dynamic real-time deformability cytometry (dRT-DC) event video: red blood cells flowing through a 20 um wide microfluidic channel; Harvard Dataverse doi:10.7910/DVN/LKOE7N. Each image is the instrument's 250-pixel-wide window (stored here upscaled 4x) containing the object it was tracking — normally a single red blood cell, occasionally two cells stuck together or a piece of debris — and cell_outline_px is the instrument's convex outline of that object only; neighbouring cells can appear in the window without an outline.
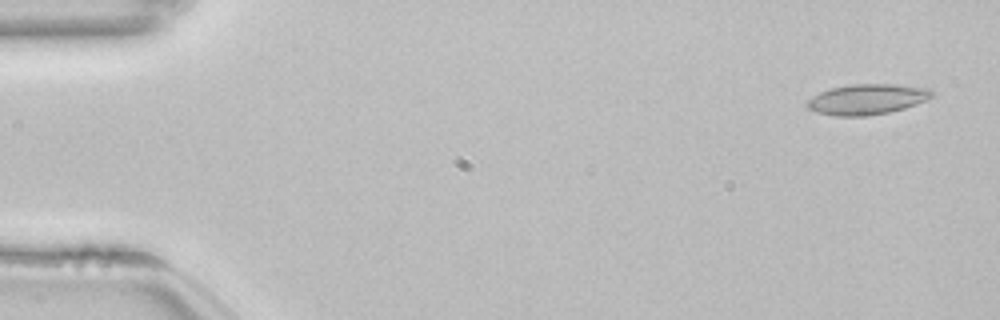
{"species": "common noctule bat (a hibernating species)", "species_latin": "Nyctalus noctula", "temperature_condition": "room temperature", "stored_images_in_passage": 15, "camera_frame_rate_fps": 3000, "um_per_image_px": 0.085, "animal": {"sex": "female", "body_mass_g": 22.7, "forearm_length_mm": 54.2}, "frame": {"image": 1, "passage_image": 3, "time_ms": 0.667, "image_size_px": [1000, 320], "cell_outline_px": [[932, 96], [916, 104], [904, 108], [888, 112], [864, 116], [836, 116], [816, 112], [808, 108], [804, 104], [812, 96], [820, 92], [832, 88], [852, 84], [896, 84], [928, 88], [932, 92]], "centroid_in_image_um": [73.66, 8.44], "position_along_channel_um": 11.3, "area_um2": 21.96}}